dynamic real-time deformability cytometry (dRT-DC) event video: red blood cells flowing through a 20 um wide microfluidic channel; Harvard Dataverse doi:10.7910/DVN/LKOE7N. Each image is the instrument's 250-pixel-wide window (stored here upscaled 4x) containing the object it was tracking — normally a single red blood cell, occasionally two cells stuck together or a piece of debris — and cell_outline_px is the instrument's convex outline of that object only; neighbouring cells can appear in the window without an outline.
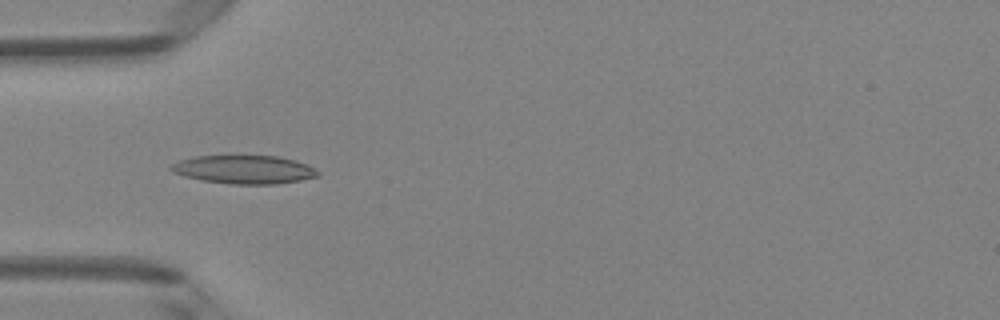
{"species": "Egyptian fruit bat (a non-hibernating species)", "species_latin": "Rousettus aegyptiacus", "temperature_condition": "room temperature", "stored_images_in_passage": 6, "camera_frame_rate_fps": 3000, "um_per_image_px": 0.085, "animal": {"sex": "female"}, "frame": {"image": 1, "passage_image": 4, "time_ms": 3.667, "image_size_px": [1000, 320], "cell_outline_px": [[320, 176], [300, 180], [276, 184], [232, 184], [200, 180], [184, 176], [172, 172], [168, 168], [172, 164], [180, 160], [196, 156], [276, 156], [296, 160], [320, 172]], "centroid_in_image_um": [20.72, 14.41], "position_along_channel_um": 64.3, "area_um2": 24.22}}
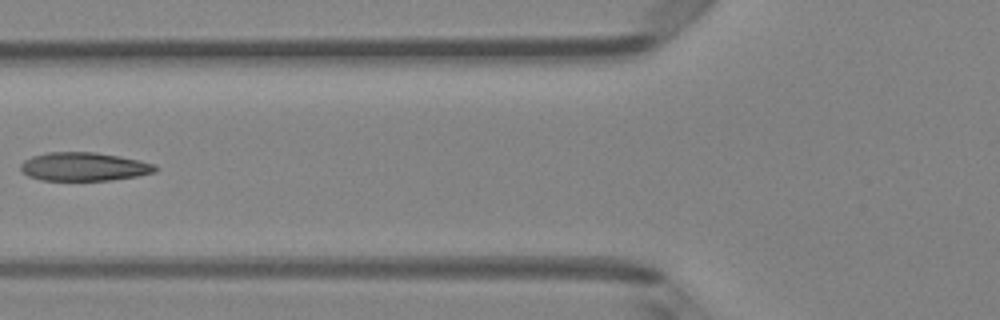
{"frame": {"image": 2, "passage_image": 5, "time_ms": 5.0, "image_size_px": [1000, 320], "cell_outline_px": [[156, 172], [136, 176], [112, 180], [40, 180], [28, 176], [20, 172], [20, 164], [24, 160], [32, 156], [48, 152], [96, 152], [120, 156], [140, 160], [152, 164], [156, 168]], "centroid_in_image_um": [7.08, 14.16], "position_along_channel_um": 118.7, "area_um2": 22.43}}
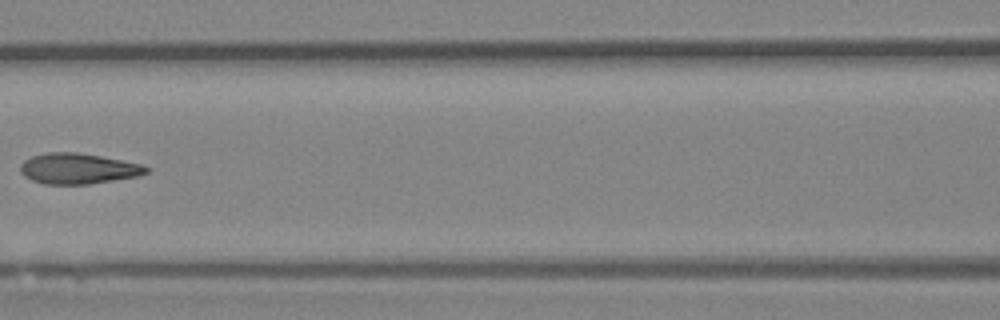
{"frame": {"image": 3, "passage_image": 6, "time_ms": 6.0, "image_size_px": [1000, 320], "cell_outline_px": [[152, 168], [148, 172], [140, 176], [88, 184], [44, 184], [32, 180], [24, 176], [20, 172], [20, 164], [24, 160], [32, 156], [48, 152], [76, 152], [100, 156], [140, 164]], "centroid_in_image_um": [6.63, 14.33], "position_along_channel_um": 160.0, "area_um2": 22.48}}